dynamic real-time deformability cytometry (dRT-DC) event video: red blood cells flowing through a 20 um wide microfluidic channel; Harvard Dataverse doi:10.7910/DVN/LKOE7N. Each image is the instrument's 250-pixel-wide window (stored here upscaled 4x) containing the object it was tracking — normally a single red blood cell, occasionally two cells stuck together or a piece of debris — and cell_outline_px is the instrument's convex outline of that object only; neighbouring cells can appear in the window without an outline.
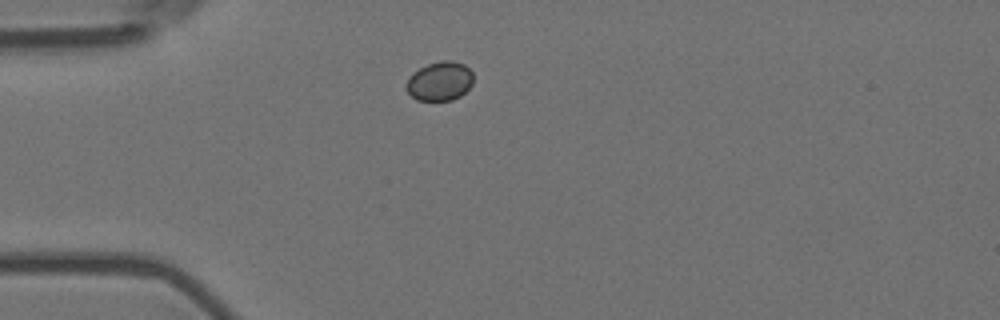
{"species": "Egyptian fruit bat (a non-hibernating species)", "species_latin": "Rousettus aegyptiacus", "temperature_condition": "room temperature", "stored_images_in_passage": 42, "camera_frame_rate_fps": 3000, "um_per_image_px": 0.085, "animal": {"sex": "female"}, "frame": {"image": 1, "passage_image": 1, "time_ms": 0.0, "image_size_px": [1000, 320], "cell_outline_px": [[472, 84], [460, 96], [452, 100], [416, 100], [408, 92], [408, 80], [412, 72], [428, 64], [440, 60], [452, 60], [464, 64], [472, 72]], "centroid_in_image_um": [37.4, 6.88], "position_along_channel_um": 47.6, "area_um2": 15.09}}
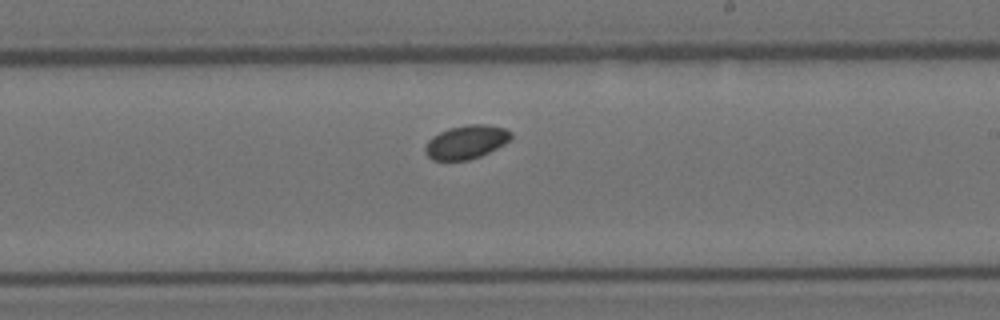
{"frame": {"image": 2, "passage_image": 19, "time_ms": 6.0, "image_size_px": [1000, 320], "cell_outline_px": [[512, 136], [504, 144], [480, 156], [468, 160], [432, 160], [424, 152], [424, 148], [428, 140], [432, 136], [448, 128], [468, 124], [488, 124], [504, 128], [512, 132]], "centroid_in_image_um": [39.61, 12.06], "position_along_channel_um": 249.4, "area_um2": 16.82}}
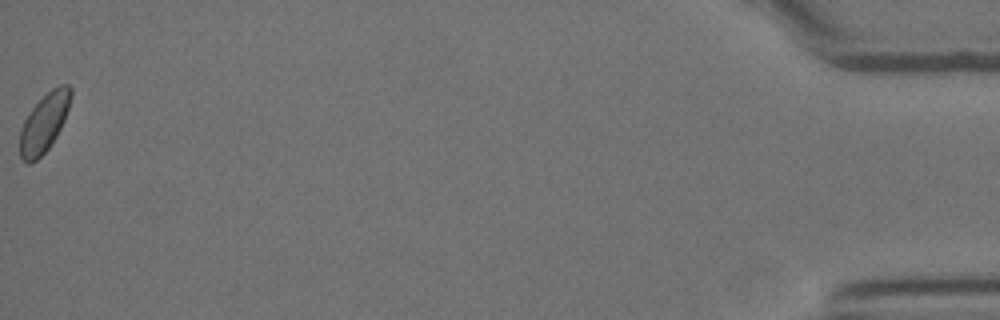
{"frame": {"image": 3, "passage_image": 42, "time_ms": 13.667, "image_size_px": [1000, 320], "cell_outline_px": [[72, 96], [64, 120], [56, 136], [48, 148], [36, 160], [28, 164], [20, 156], [20, 132], [24, 120], [32, 108], [52, 88], [60, 84], [68, 84], [72, 88]], "centroid_in_image_um": [3.76, 10.42], "position_along_channel_um": 431.4, "area_um2": 17.11}}